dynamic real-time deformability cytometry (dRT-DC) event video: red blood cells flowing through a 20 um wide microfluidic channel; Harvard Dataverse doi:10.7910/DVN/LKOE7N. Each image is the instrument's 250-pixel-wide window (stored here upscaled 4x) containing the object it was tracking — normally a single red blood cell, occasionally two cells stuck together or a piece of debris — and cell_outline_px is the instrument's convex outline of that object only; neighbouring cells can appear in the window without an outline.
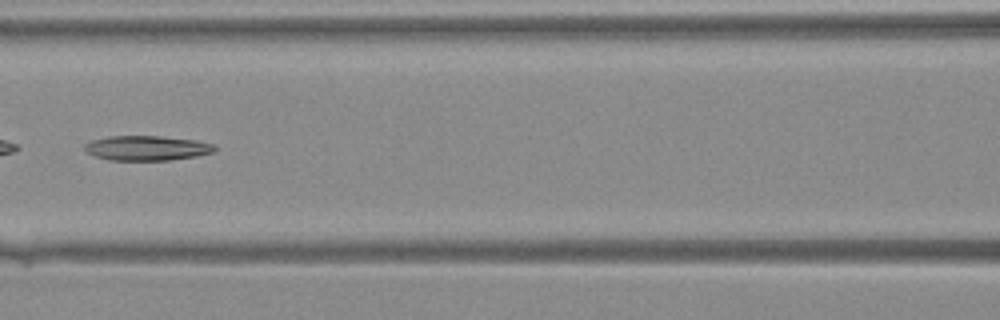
{"species": "Egyptian fruit bat (a non-hibernating species)", "species_latin": "Rousettus aegyptiacus", "temperature_condition": "warm", "stored_images_in_passage": 39, "camera_frame_rate_fps": 3000, "um_per_image_px": 0.085, "animal": {"sex": "female"}, "frame": {"image": 1, "passage_image": 17, "time_ms": 5.333, "image_size_px": [1000, 320], "cell_outline_px": [[216, 148], [212, 152], [196, 156], [168, 160], [108, 160], [96, 156], [88, 152], [84, 148], [84, 144], [92, 140], [108, 136], [160, 136], [196, 140], [212, 144]], "centroid_in_image_um": [12.46, 12.58], "position_along_channel_um": 154.1, "area_um2": 18.61}}